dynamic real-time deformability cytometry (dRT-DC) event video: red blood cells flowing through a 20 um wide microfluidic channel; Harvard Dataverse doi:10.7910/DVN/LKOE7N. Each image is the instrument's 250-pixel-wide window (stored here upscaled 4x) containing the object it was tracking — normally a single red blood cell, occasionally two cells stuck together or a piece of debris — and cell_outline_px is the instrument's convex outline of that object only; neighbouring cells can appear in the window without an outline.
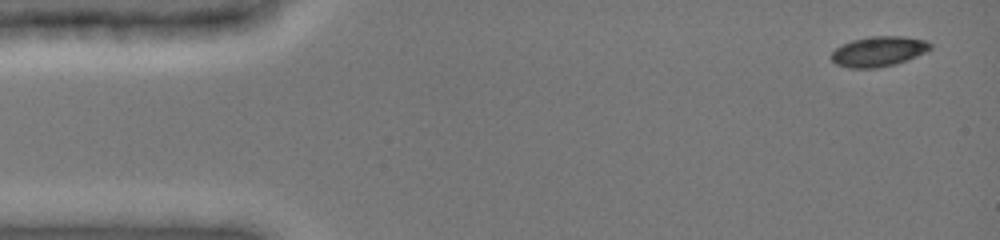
{"species": "common noctule bat (a hibernating species)", "species_latin": "Nyctalus noctula", "temperature_condition": "cold", "stored_images_in_passage": 5, "camera_frame_rate_fps": 3000, "um_per_image_px": 0.085, "animal": {"sex": "female", "body_mass_g": 19.0, "forearm_length_mm": 51.5}, "frame": {"image": 1, "passage_image": 1, "time_ms": 0.0, "image_size_px": [1000, 240], "cell_outline_px": [[932, 48], [916, 56], [892, 64], [876, 68], [848, 68], [836, 64], [832, 60], [832, 52], [836, 48], [852, 40], [872, 36], [904, 36], [928, 40], [932, 44]], "centroid_in_image_um": [74.69, 4.36], "position_along_channel_um": 10.3, "area_um2": 17.17}}
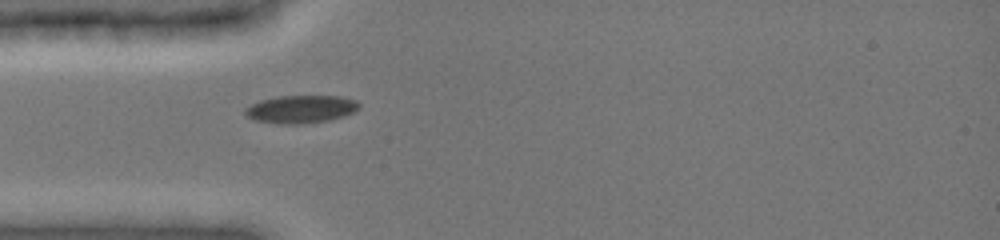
{"frame": {"image": 2, "passage_image": 5, "time_ms": 4.0, "image_size_px": [1000, 240], "cell_outline_px": [[360, 108], [356, 112], [344, 116], [328, 120], [300, 124], [280, 124], [252, 120], [244, 112], [244, 108], [260, 100], [280, 96], [340, 96], [356, 100], [360, 104]], "centroid_in_image_um": [25.59, 9.28], "position_along_channel_um": 59.4, "area_um2": 18.61}}